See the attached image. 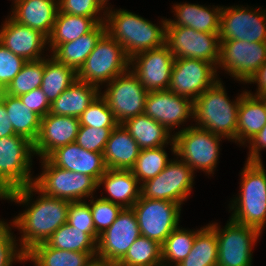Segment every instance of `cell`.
I'll use <instances>...</instances> for the list:
<instances>
[{"label": "cell", "instance_id": "cell-50", "mask_svg": "<svg viewBox=\"0 0 266 266\" xmlns=\"http://www.w3.org/2000/svg\"><path fill=\"white\" fill-rule=\"evenodd\" d=\"M247 83H256L257 92L253 95L261 96L266 94V61L260 66V68L254 73L251 78L246 82Z\"/></svg>", "mask_w": 266, "mask_h": 266}, {"label": "cell", "instance_id": "cell-47", "mask_svg": "<svg viewBox=\"0 0 266 266\" xmlns=\"http://www.w3.org/2000/svg\"><path fill=\"white\" fill-rule=\"evenodd\" d=\"M26 62L0 43V86L6 89Z\"/></svg>", "mask_w": 266, "mask_h": 266}, {"label": "cell", "instance_id": "cell-22", "mask_svg": "<svg viewBox=\"0 0 266 266\" xmlns=\"http://www.w3.org/2000/svg\"><path fill=\"white\" fill-rule=\"evenodd\" d=\"M46 158L58 168L91 176L97 183L107 170L103 153L85 150L76 142L56 148Z\"/></svg>", "mask_w": 266, "mask_h": 266}, {"label": "cell", "instance_id": "cell-1", "mask_svg": "<svg viewBox=\"0 0 266 266\" xmlns=\"http://www.w3.org/2000/svg\"><path fill=\"white\" fill-rule=\"evenodd\" d=\"M33 193L39 194L35 201H32ZM7 200L28 206L12 220L22 234L19 246L24 254L45 243L61 225L67 223L70 201L46 196L34 185L9 192Z\"/></svg>", "mask_w": 266, "mask_h": 266}, {"label": "cell", "instance_id": "cell-16", "mask_svg": "<svg viewBox=\"0 0 266 266\" xmlns=\"http://www.w3.org/2000/svg\"><path fill=\"white\" fill-rule=\"evenodd\" d=\"M217 67L207 61L175 58L168 90L194 101L218 80Z\"/></svg>", "mask_w": 266, "mask_h": 266}, {"label": "cell", "instance_id": "cell-37", "mask_svg": "<svg viewBox=\"0 0 266 266\" xmlns=\"http://www.w3.org/2000/svg\"><path fill=\"white\" fill-rule=\"evenodd\" d=\"M55 249L75 252H97V242L82 230L76 229L69 224L61 225L46 241Z\"/></svg>", "mask_w": 266, "mask_h": 266}, {"label": "cell", "instance_id": "cell-26", "mask_svg": "<svg viewBox=\"0 0 266 266\" xmlns=\"http://www.w3.org/2000/svg\"><path fill=\"white\" fill-rule=\"evenodd\" d=\"M138 143L123 124L112 130L103 151L107 169L131 170L139 155Z\"/></svg>", "mask_w": 266, "mask_h": 266}, {"label": "cell", "instance_id": "cell-23", "mask_svg": "<svg viewBox=\"0 0 266 266\" xmlns=\"http://www.w3.org/2000/svg\"><path fill=\"white\" fill-rule=\"evenodd\" d=\"M11 18L50 36L59 10L58 0H21L11 8Z\"/></svg>", "mask_w": 266, "mask_h": 266}, {"label": "cell", "instance_id": "cell-53", "mask_svg": "<svg viewBox=\"0 0 266 266\" xmlns=\"http://www.w3.org/2000/svg\"><path fill=\"white\" fill-rule=\"evenodd\" d=\"M0 199L6 200L8 199V193L4 190V188L0 185Z\"/></svg>", "mask_w": 266, "mask_h": 266}, {"label": "cell", "instance_id": "cell-17", "mask_svg": "<svg viewBox=\"0 0 266 266\" xmlns=\"http://www.w3.org/2000/svg\"><path fill=\"white\" fill-rule=\"evenodd\" d=\"M139 236L134 210L123 208L114 223L99 235L96 259L116 265Z\"/></svg>", "mask_w": 266, "mask_h": 266}, {"label": "cell", "instance_id": "cell-29", "mask_svg": "<svg viewBox=\"0 0 266 266\" xmlns=\"http://www.w3.org/2000/svg\"><path fill=\"white\" fill-rule=\"evenodd\" d=\"M266 125L263 100L246 91L241 97L237 118V144L245 145ZM247 141V142H246Z\"/></svg>", "mask_w": 266, "mask_h": 266}, {"label": "cell", "instance_id": "cell-4", "mask_svg": "<svg viewBox=\"0 0 266 266\" xmlns=\"http://www.w3.org/2000/svg\"><path fill=\"white\" fill-rule=\"evenodd\" d=\"M240 174V193L229 204L230 219L262 233L266 227V170L262 163L246 161Z\"/></svg>", "mask_w": 266, "mask_h": 266}, {"label": "cell", "instance_id": "cell-14", "mask_svg": "<svg viewBox=\"0 0 266 266\" xmlns=\"http://www.w3.org/2000/svg\"><path fill=\"white\" fill-rule=\"evenodd\" d=\"M266 61V42L224 40L220 42V67L235 80L246 83Z\"/></svg>", "mask_w": 266, "mask_h": 266}, {"label": "cell", "instance_id": "cell-38", "mask_svg": "<svg viewBox=\"0 0 266 266\" xmlns=\"http://www.w3.org/2000/svg\"><path fill=\"white\" fill-rule=\"evenodd\" d=\"M115 266H162L161 244L139 236Z\"/></svg>", "mask_w": 266, "mask_h": 266}, {"label": "cell", "instance_id": "cell-44", "mask_svg": "<svg viewBox=\"0 0 266 266\" xmlns=\"http://www.w3.org/2000/svg\"><path fill=\"white\" fill-rule=\"evenodd\" d=\"M67 224L88 233L98 242L99 235L95 231L90 205L87 201L70 202Z\"/></svg>", "mask_w": 266, "mask_h": 266}, {"label": "cell", "instance_id": "cell-48", "mask_svg": "<svg viewBox=\"0 0 266 266\" xmlns=\"http://www.w3.org/2000/svg\"><path fill=\"white\" fill-rule=\"evenodd\" d=\"M21 102L41 118L50 112L51 103L41 88H36L29 93L19 96Z\"/></svg>", "mask_w": 266, "mask_h": 266}, {"label": "cell", "instance_id": "cell-2", "mask_svg": "<svg viewBox=\"0 0 266 266\" xmlns=\"http://www.w3.org/2000/svg\"><path fill=\"white\" fill-rule=\"evenodd\" d=\"M113 10L105 11L106 32L123 46L129 58L165 44L167 19H161L160 27L133 12Z\"/></svg>", "mask_w": 266, "mask_h": 266}, {"label": "cell", "instance_id": "cell-27", "mask_svg": "<svg viewBox=\"0 0 266 266\" xmlns=\"http://www.w3.org/2000/svg\"><path fill=\"white\" fill-rule=\"evenodd\" d=\"M130 135L138 143L139 148H158L170 143L172 154L175 156L174 135H172L162 124L153 120L145 114L137 115L122 123Z\"/></svg>", "mask_w": 266, "mask_h": 266}, {"label": "cell", "instance_id": "cell-45", "mask_svg": "<svg viewBox=\"0 0 266 266\" xmlns=\"http://www.w3.org/2000/svg\"><path fill=\"white\" fill-rule=\"evenodd\" d=\"M59 11L71 15L93 18L98 24L105 22V9L98 0H58ZM103 12L101 16V12ZM99 15V16H98Z\"/></svg>", "mask_w": 266, "mask_h": 266}, {"label": "cell", "instance_id": "cell-40", "mask_svg": "<svg viewBox=\"0 0 266 266\" xmlns=\"http://www.w3.org/2000/svg\"><path fill=\"white\" fill-rule=\"evenodd\" d=\"M44 58L27 61L20 72L13 78L5 89V93L19 97L39 88L43 80Z\"/></svg>", "mask_w": 266, "mask_h": 266}, {"label": "cell", "instance_id": "cell-10", "mask_svg": "<svg viewBox=\"0 0 266 266\" xmlns=\"http://www.w3.org/2000/svg\"><path fill=\"white\" fill-rule=\"evenodd\" d=\"M194 177V172L187 163L178 157L171 159L161 173L140 185L141 197L182 205L192 192Z\"/></svg>", "mask_w": 266, "mask_h": 266}, {"label": "cell", "instance_id": "cell-9", "mask_svg": "<svg viewBox=\"0 0 266 266\" xmlns=\"http://www.w3.org/2000/svg\"><path fill=\"white\" fill-rule=\"evenodd\" d=\"M217 235V266H252V247L261 232L251 226L238 224L231 219L224 229L218 223L208 224Z\"/></svg>", "mask_w": 266, "mask_h": 266}, {"label": "cell", "instance_id": "cell-18", "mask_svg": "<svg viewBox=\"0 0 266 266\" xmlns=\"http://www.w3.org/2000/svg\"><path fill=\"white\" fill-rule=\"evenodd\" d=\"M175 57L164 44L130 58V69L148 92L168 90Z\"/></svg>", "mask_w": 266, "mask_h": 266}, {"label": "cell", "instance_id": "cell-52", "mask_svg": "<svg viewBox=\"0 0 266 266\" xmlns=\"http://www.w3.org/2000/svg\"><path fill=\"white\" fill-rule=\"evenodd\" d=\"M88 266H115L113 264L107 263L105 261H101L98 259H95L92 263H90Z\"/></svg>", "mask_w": 266, "mask_h": 266}, {"label": "cell", "instance_id": "cell-13", "mask_svg": "<svg viewBox=\"0 0 266 266\" xmlns=\"http://www.w3.org/2000/svg\"><path fill=\"white\" fill-rule=\"evenodd\" d=\"M165 44L175 58L207 61L216 67L219 63V33H204L188 27L166 26Z\"/></svg>", "mask_w": 266, "mask_h": 266}, {"label": "cell", "instance_id": "cell-8", "mask_svg": "<svg viewBox=\"0 0 266 266\" xmlns=\"http://www.w3.org/2000/svg\"><path fill=\"white\" fill-rule=\"evenodd\" d=\"M33 143L19 136L0 138V185L9 193L33 185Z\"/></svg>", "mask_w": 266, "mask_h": 266}, {"label": "cell", "instance_id": "cell-49", "mask_svg": "<svg viewBox=\"0 0 266 266\" xmlns=\"http://www.w3.org/2000/svg\"><path fill=\"white\" fill-rule=\"evenodd\" d=\"M247 162L263 163L260 151L266 148V125L250 140Z\"/></svg>", "mask_w": 266, "mask_h": 266}, {"label": "cell", "instance_id": "cell-3", "mask_svg": "<svg viewBox=\"0 0 266 266\" xmlns=\"http://www.w3.org/2000/svg\"><path fill=\"white\" fill-rule=\"evenodd\" d=\"M231 101L221 79L193 101L194 126L237 142V118L241 97Z\"/></svg>", "mask_w": 266, "mask_h": 266}, {"label": "cell", "instance_id": "cell-24", "mask_svg": "<svg viewBox=\"0 0 266 266\" xmlns=\"http://www.w3.org/2000/svg\"><path fill=\"white\" fill-rule=\"evenodd\" d=\"M175 20L167 19L166 26L188 27L204 33H219L222 6L177 3L172 6Z\"/></svg>", "mask_w": 266, "mask_h": 266}, {"label": "cell", "instance_id": "cell-55", "mask_svg": "<svg viewBox=\"0 0 266 266\" xmlns=\"http://www.w3.org/2000/svg\"><path fill=\"white\" fill-rule=\"evenodd\" d=\"M4 93H5V89L0 86V102L2 101Z\"/></svg>", "mask_w": 266, "mask_h": 266}, {"label": "cell", "instance_id": "cell-19", "mask_svg": "<svg viewBox=\"0 0 266 266\" xmlns=\"http://www.w3.org/2000/svg\"><path fill=\"white\" fill-rule=\"evenodd\" d=\"M144 114L162 124L171 133L172 129H179L187 119L193 118V101L170 90L148 92Z\"/></svg>", "mask_w": 266, "mask_h": 266}, {"label": "cell", "instance_id": "cell-6", "mask_svg": "<svg viewBox=\"0 0 266 266\" xmlns=\"http://www.w3.org/2000/svg\"><path fill=\"white\" fill-rule=\"evenodd\" d=\"M189 125L174 133L175 156L187 163L192 171L214 174L220 152V141L224 137Z\"/></svg>", "mask_w": 266, "mask_h": 266}, {"label": "cell", "instance_id": "cell-41", "mask_svg": "<svg viewBox=\"0 0 266 266\" xmlns=\"http://www.w3.org/2000/svg\"><path fill=\"white\" fill-rule=\"evenodd\" d=\"M78 118L80 126L116 128L119 125L106 100L100 94Z\"/></svg>", "mask_w": 266, "mask_h": 266}, {"label": "cell", "instance_id": "cell-28", "mask_svg": "<svg viewBox=\"0 0 266 266\" xmlns=\"http://www.w3.org/2000/svg\"><path fill=\"white\" fill-rule=\"evenodd\" d=\"M100 92L97 86L77 79L51 103L49 113L78 118Z\"/></svg>", "mask_w": 266, "mask_h": 266}, {"label": "cell", "instance_id": "cell-35", "mask_svg": "<svg viewBox=\"0 0 266 266\" xmlns=\"http://www.w3.org/2000/svg\"><path fill=\"white\" fill-rule=\"evenodd\" d=\"M217 261V235L216 232L207 225L196 234L190 253L177 266H217Z\"/></svg>", "mask_w": 266, "mask_h": 266}, {"label": "cell", "instance_id": "cell-32", "mask_svg": "<svg viewBox=\"0 0 266 266\" xmlns=\"http://www.w3.org/2000/svg\"><path fill=\"white\" fill-rule=\"evenodd\" d=\"M98 23L91 17L71 15L58 10L50 36L48 47L51 53L61 44L74 41L89 33Z\"/></svg>", "mask_w": 266, "mask_h": 266}, {"label": "cell", "instance_id": "cell-7", "mask_svg": "<svg viewBox=\"0 0 266 266\" xmlns=\"http://www.w3.org/2000/svg\"><path fill=\"white\" fill-rule=\"evenodd\" d=\"M41 161L43 171L35 177L33 185L46 196L70 202L94 196L98 183L91 176L58 168L47 158H41Z\"/></svg>", "mask_w": 266, "mask_h": 266}, {"label": "cell", "instance_id": "cell-33", "mask_svg": "<svg viewBox=\"0 0 266 266\" xmlns=\"http://www.w3.org/2000/svg\"><path fill=\"white\" fill-rule=\"evenodd\" d=\"M2 102L16 135L28 139L34 144L41 124V117L24 105L19 97L4 93Z\"/></svg>", "mask_w": 266, "mask_h": 266}, {"label": "cell", "instance_id": "cell-39", "mask_svg": "<svg viewBox=\"0 0 266 266\" xmlns=\"http://www.w3.org/2000/svg\"><path fill=\"white\" fill-rule=\"evenodd\" d=\"M165 147L166 145L140 150L135 165L131 169L140 185L156 177L171 161L164 149Z\"/></svg>", "mask_w": 266, "mask_h": 266}, {"label": "cell", "instance_id": "cell-46", "mask_svg": "<svg viewBox=\"0 0 266 266\" xmlns=\"http://www.w3.org/2000/svg\"><path fill=\"white\" fill-rule=\"evenodd\" d=\"M113 129L80 126L75 142L85 150L103 153Z\"/></svg>", "mask_w": 266, "mask_h": 266}, {"label": "cell", "instance_id": "cell-31", "mask_svg": "<svg viewBox=\"0 0 266 266\" xmlns=\"http://www.w3.org/2000/svg\"><path fill=\"white\" fill-rule=\"evenodd\" d=\"M96 253L55 249L45 242L30 249L25 261H32L35 266H88L96 259Z\"/></svg>", "mask_w": 266, "mask_h": 266}, {"label": "cell", "instance_id": "cell-56", "mask_svg": "<svg viewBox=\"0 0 266 266\" xmlns=\"http://www.w3.org/2000/svg\"><path fill=\"white\" fill-rule=\"evenodd\" d=\"M259 97L263 100L264 106H265V109H266V94L265 95H261Z\"/></svg>", "mask_w": 266, "mask_h": 266}, {"label": "cell", "instance_id": "cell-42", "mask_svg": "<svg viewBox=\"0 0 266 266\" xmlns=\"http://www.w3.org/2000/svg\"><path fill=\"white\" fill-rule=\"evenodd\" d=\"M94 198L92 196L88 203L90 205L95 231L100 235L114 223L123 207L101 197L96 200Z\"/></svg>", "mask_w": 266, "mask_h": 266}, {"label": "cell", "instance_id": "cell-34", "mask_svg": "<svg viewBox=\"0 0 266 266\" xmlns=\"http://www.w3.org/2000/svg\"><path fill=\"white\" fill-rule=\"evenodd\" d=\"M50 57V58H49ZM77 80V72L59 62L54 56L44 58V72L41 90L50 103Z\"/></svg>", "mask_w": 266, "mask_h": 266}, {"label": "cell", "instance_id": "cell-36", "mask_svg": "<svg viewBox=\"0 0 266 266\" xmlns=\"http://www.w3.org/2000/svg\"><path fill=\"white\" fill-rule=\"evenodd\" d=\"M202 227L196 231L180 228L174 229L166 240L161 244L162 266H177L190 253L194 244L196 234ZM171 264V265H170Z\"/></svg>", "mask_w": 266, "mask_h": 266}, {"label": "cell", "instance_id": "cell-57", "mask_svg": "<svg viewBox=\"0 0 266 266\" xmlns=\"http://www.w3.org/2000/svg\"><path fill=\"white\" fill-rule=\"evenodd\" d=\"M19 1H21V0H14L13 1V4H15V3L19 2Z\"/></svg>", "mask_w": 266, "mask_h": 266}, {"label": "cell", "instance_id": "cell-51", "mask_svg": "<svg viewBox=\"0 0 266 266\" xmlns=\"http://www.w3.org/2000/svg\"><path fill=\"white\" fill-rule=\"evenodd\" d=\"M16 135L10 119L8 117V113L6 111V107L4 103L0 102V138L9 137Z\"/></svg>", "mask_w": 266, "mask_h": 266}, {"label": "cell", "instance_id": "cell-30", "mask_svg": "<svg viewBox=\"0 0 266 266\" xmlns=\"http://www.w3.org/2000/svg\"><path fill=\"white\" fill-rule=\"evenodd\" d=\"M105 33V23L97 24L89 33L76 40L61 43L51 55L77 72Z\"/></svg>", "mask_w": 266, "mask_h": 266}, {"label": "cell", "instance_id": "cell-12", "mask_svg": "<svg viewBox=\"0 0 266 266\" xmlns=\"http://www.w3.org/2000/svg\"><path fill=\"white\" fill-rule=\"evenodd\" d=\"M181 205L172 201L141 197L132 206L140 235L162 244L179 225Z\"/></svg>", "mask_w": 266, "mask_h": 266}, {"label": "cell", "instance_id": "cell-25", "mask_svg": "<svg viewBox=\"0 0 266 266\" xmlns=\"http://www.w3.org/2000/svg\"><path fill=\"white\" fill-rule=\"evenodd\" d=\"M102 184L109 196L101 198L123 208H132L141 196V186L131 170L107 169L98 181V188Z\"/></svg>", "mask_w": 266, "mask_h": 266}, {"label": "cell", "instance_id": "cell-11", "mask_svg": "<svg viewBox=\"0 0 266 266\" xmlns=\"http://www.w3.org/2000/svg\"><path fill=\"white\" fill-rule=\"evenodd\" d=\"M100 95L106 100L119 124L127 119L144 114L148 91L141 84L137 75L129 68L111 82Z\"/></svg>", "mask_w": 266, "mask_h": 266}, {"label": "cell", "instance_id": "cell-20", "mask_svg": "<svg viewBox=\"0 0 266 266\" xmlns=\"http://www.w3.org/2000/svg\"><path fill=\"white\" fill-rule=\"evenodd\" d=\"M79 127V118L48 113L41 118L34 154L46 158L56 148L75 142Z\"/></svg>", "mask_w": 266, "mask_h": 266}, {"label": "cell", "instance_id": "cell-54", "mask_svg": "<svg viewBox=\"0 0 266 266\" xmlns=\"http://www.w3.org/2000/svg\"><path fill=\"white\" fill-rule=\"evenodd\" d=\"M98 2L103 6V8H105V10L106 9H108V5L107 4H109V3H107L108 2V0H98Z\"/></svg>", "mask_w": 266, "mask_h": 266}, {"label": "cell", "instance_id": "cell-15", "mask_svg": "<svg viewBox=\"0 0 266 266\" xmlns=\"http://www.w3.org/2000/svg\"><path fill=\"white\" fill-rule=\"evenodd\" d=\"M261 10V8L248 9L243 5L222 6L219 41L266 42V9Z\"/></svg>", "mask_w": 266, "mask_h": 266}, {"label": "cell", "instance_id": "cell-43", "mask_svg": "<svg viewBox=\"0 0 266 266\" xmlns=\"http://www.w3.org/2000/svg\"><path fill=\"white\" fill-rule=\"evenodd\" d=\"M11 224V225H10ZM10 224L0 220V266H12L13 262H25V254L20 249L19 245L13 236V222Z\"/></svg>", "mask_w": 266, "mask_h": 266}, {"label": "cell", "instance_id": "cell-21", "mask_svg": "<svg viewBox=\"0 0 266 266\" xmlns=\"http://www.w3.org/2000/svg\"><path fill=\"white\" fill-rule=\"evenodd\" d=\"M0 43L26 61H35L45 58L41 56L47 48L45 46L48 38L40 31L22 25L9 16L1 26Z\"/></svg>", "mask_w": 266, "mask_h": 266}, {"label": "cell", "instance_id": "cell-5", "mask_svg": "<svg viewBox=\"0 0 266 266\" xmlns=\"http://www.w3.org/2000/svg\"><path fill=\"white\" fill-rule=\"evenodd\" d=\"M129 68L130 58L123 46L106 32L77 71V79L101 89L102 84H108Z\"/></svg>", "mask_w": 266, "mask_h": 266}]
</instances>
